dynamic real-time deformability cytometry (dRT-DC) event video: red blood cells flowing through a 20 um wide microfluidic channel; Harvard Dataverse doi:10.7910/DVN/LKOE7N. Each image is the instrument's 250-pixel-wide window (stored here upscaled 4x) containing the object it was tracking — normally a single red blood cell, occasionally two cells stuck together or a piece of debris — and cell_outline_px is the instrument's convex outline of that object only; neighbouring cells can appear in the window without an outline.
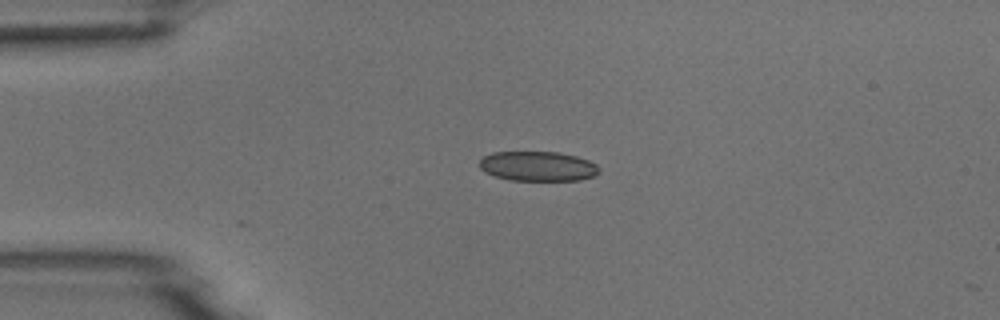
{"species": "common noctule bat (a hibernating species)", "species_latin": "Nyctalus noctula", "temperature_condition": "room temperature", "stored_images_in_passage": 2, "camera_frame_rate_fps": 3000, "um_per_image_px": 0.085, "animal": {"sex": "male", "body_mass_g": 18.8}, "frame": {"image": 1, "passage_image": 1, "time_ms": 0.0, "image_size_px": [1000, 320], "cell_outline_px": [[600, 172], [596, 176], [580, 180], [508, 180], [484, 172], [480, 168], [480, 160], [484, 156], [492, 152], [560, 152], [576, 156], [588, 160], [596, 164], [600, 168]], "centroid_in_image_um": [45.74, 14.13], "position_along_channel_um": 39.3, "area_um2": 20.87}}